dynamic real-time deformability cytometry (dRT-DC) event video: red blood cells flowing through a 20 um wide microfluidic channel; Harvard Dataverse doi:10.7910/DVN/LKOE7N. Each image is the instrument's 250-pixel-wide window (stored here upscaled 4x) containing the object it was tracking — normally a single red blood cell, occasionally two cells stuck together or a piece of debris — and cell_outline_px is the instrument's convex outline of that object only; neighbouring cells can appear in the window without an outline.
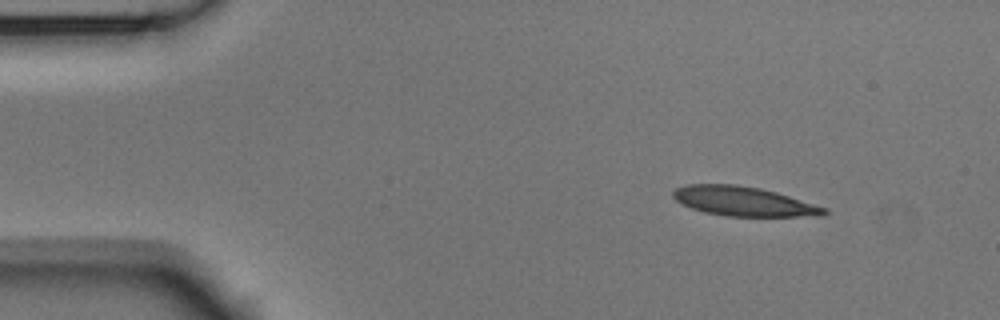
{"species": "Egyptian fruit bat (a non-hibernating species)", "species_latin": "Rousettus aegyptiacus", "temperature_condition": "room temperature", "stored_images_in_passage": 6, "camera_frame_rate_fps": 3000, "um_per_image_px": 0.085, "animal": {"sex": "male"}, "frame": {"image": 1, "passage_image": 1, "time_ms": 0.0, "image_size_px": [1000, 320], "cell_outline_px": [[828, 212], [824, 216], [724, 216], [704, 212], [680, 204], [672, 196], [672, 192], [676, 188], [688, 184], [736, 184], [760, 188], [776, 192], [828, 208]], "centroid_in_image_um": [63.2, 17.11], "position_along_channel_um": 21.8, "area_um2": 26.01}}
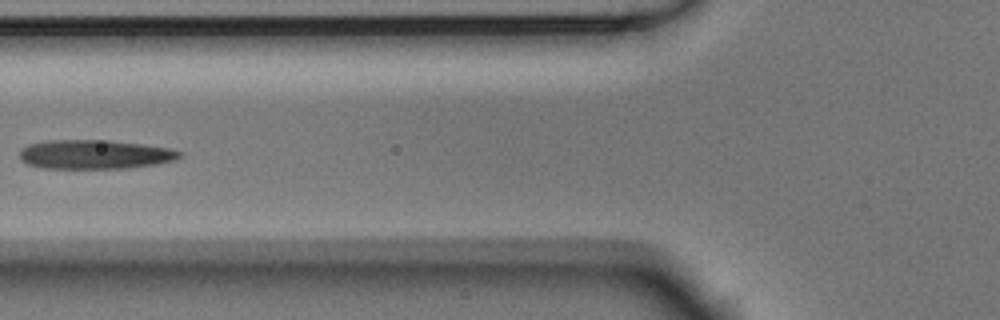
{"frame": {"image": 2, "passage_image": 5, "time_ms": 1.333, "image_size_px": [1000, 320], "cell_outline_px": [[184, 152], [176, 160], [156, 164], [128, 168], [44, 168], [28, 164], [20, 160], [20, 148], [28, 144], [48, 140], [108, 140], [144, 144], [168, 148]], "centroid_in_image_um": [8.05, 13.12], "position_along_channel_um": 117.7, "area_um2": 27.28}}
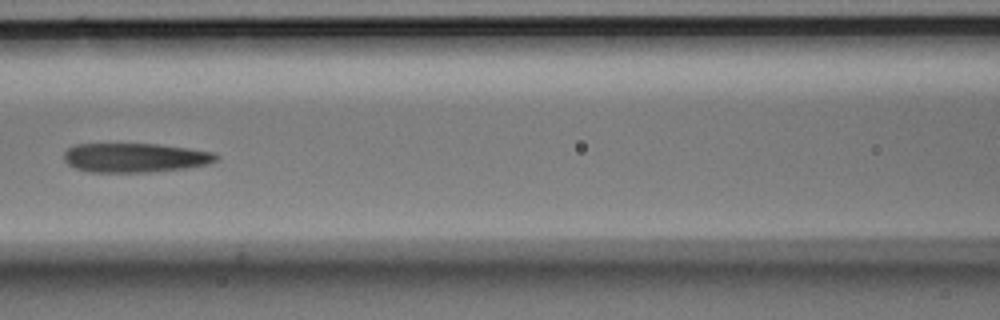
{"frame": {"image": 3, "passage_image": 6, "time_ms": 1.667, "image_size_px": [1000, 320], "cell_outline_px": [[220, 156], [216, 160], [208, 164], [184, 168], [148, 172], [88, 172], [76, 168], [68, 164], [64, 160], [64, 152], [72, 144], [160, 144], [188, 148], [212, 152]], "centroid_in_image_um": [11.45, 13.4], "position_along_channel_um": 155.2, "area_um2": 25.95}}